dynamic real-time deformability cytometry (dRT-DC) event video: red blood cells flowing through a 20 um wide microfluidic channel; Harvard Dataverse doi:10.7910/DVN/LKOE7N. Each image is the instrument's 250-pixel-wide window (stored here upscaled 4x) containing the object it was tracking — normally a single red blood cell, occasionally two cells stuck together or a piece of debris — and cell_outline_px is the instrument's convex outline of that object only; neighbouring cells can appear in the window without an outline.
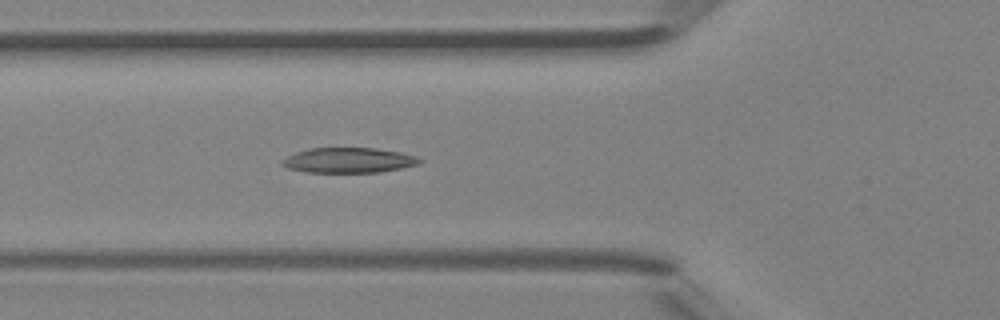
{"species": "Egyptian fruit bat (a non-hibernating species)", "species_latin": "Rousettus aegyptiacus", "temperature_condition": "room temperature", "stored_images_in_passage": 33, "camera_frame_rate_fps": 3000, "um_per_image_px": 0.085, "animal": {"sex": "female"}, "frame": {"image": 1, "passage_image": 8, "time_ms": 2.333, "image_size_px": [1000, 320], "cell_outline_px": [[424, 160], [416, 164], [400, 168], [376, 172], [308, 172], [288, 168], [280, 164], [280, 160], [296, 152], [308, 148], [376, 148], [400, 152], [416, 156]], "centroid_in_image_um": [29.6, 13.61], "position_along_channel_um": 96.2, "area_um2": 20.0}}
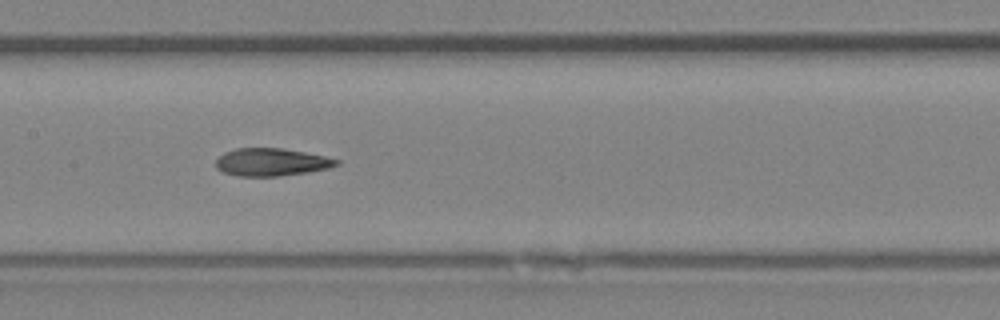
{"frame": {"image": 2, "passage_image": 14, "time_ms": 4.333, "image_size_px": [1000, 320], "cell_outline_px": [[340, 164], [328, 168], [308, 172], [280, 176], [236, 176], [224, 172], [216, 168], [216, 160], [224, 152], [236, 148], [280, 148], [304, 152], [324, 156], [340, 160]], "centroid_in_image_um": [23.06, 13.78], "position_along_channel_um": 184.3, "area_um2": 19.42}}
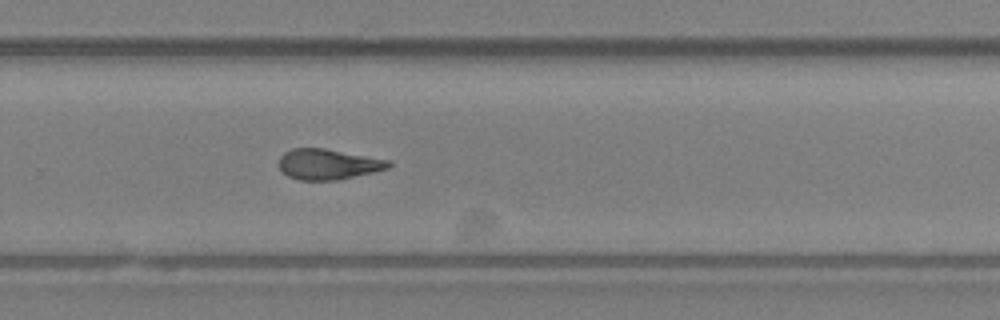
{"frame": {"image": 3, "passage_image": 22, "time_ms": 7.0, "image_size_px": [1000, 320], "cell_outline_px": [[392, 164], [388, 168], [372, 172], [336, 180], [300, 180], [288, 176], [280, 168], [280, 156], [284, 152], [292, 148], [324, 148], [392, 160]], "centroid_in_image_um": [27.91, 13.95], "position_along_channel_um": 301.9, "area_um2": 19.42}}